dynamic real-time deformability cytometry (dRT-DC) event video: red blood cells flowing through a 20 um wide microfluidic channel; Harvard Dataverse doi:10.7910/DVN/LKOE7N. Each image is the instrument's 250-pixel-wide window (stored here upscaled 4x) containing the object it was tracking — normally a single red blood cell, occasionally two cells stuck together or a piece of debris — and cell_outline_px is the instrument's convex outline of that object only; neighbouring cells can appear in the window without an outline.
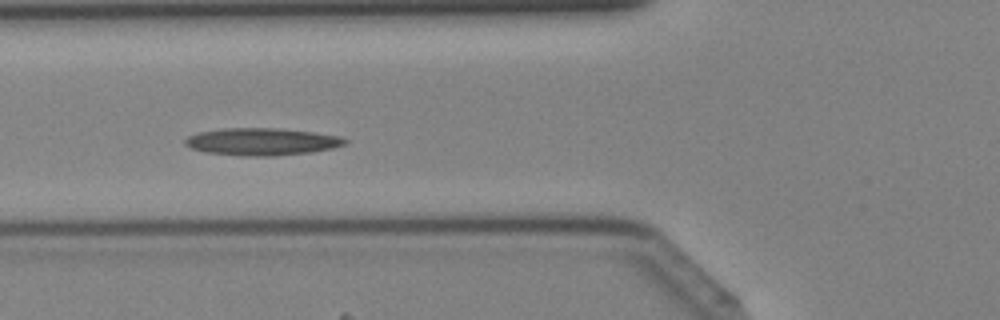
{"species": "Egyptian fruit bat (a non-hibernating species)", "species_latin": "Rousettus aegyptiacus", "temperature_condition": "cold", "stored_images_in_passage": 36, "camera_frame_rate_fps": 3000, "um_per_image_px": 0.085, "animal": {"sex": "female"}, "frame": {"image": 1, "passage_image": 10, "time_ms": 3.0, "image_size_px": [1000, 320], "cell_outline_px": [[348, 140], [344, 144], [332, 148], [312, 152], [272, 156], [244, 156], [204, 152], [192, 148], [184, 144], [184, 140], [188, 136], [196, 132], [224, 128], [276, 128], [312, 132], [340, 136]], "centroid_in_image_um": [22.21, 12.04], "position_along_channel_um": 103.6, "area_um2": 25.43}}
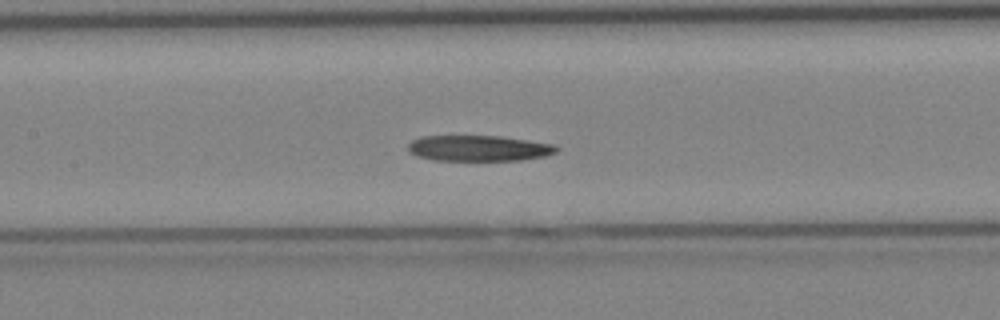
{"frame": {"image": 2, "passage_image": 14, "time_ms": 4.333, "image_size_px": [1000, 320], "cell_outline_px": [[560, 148], [556, 152], [544, 156], [520, 160], [432, 160], [416, 156], [408, 152], [408, 144], [412, 140], [420, 136], [500, 136], [556, 144]], "centroid_in_image_um": [40.68, 12.6], "position_along_channel_um": 166.7, "area_um2": 22.43}}
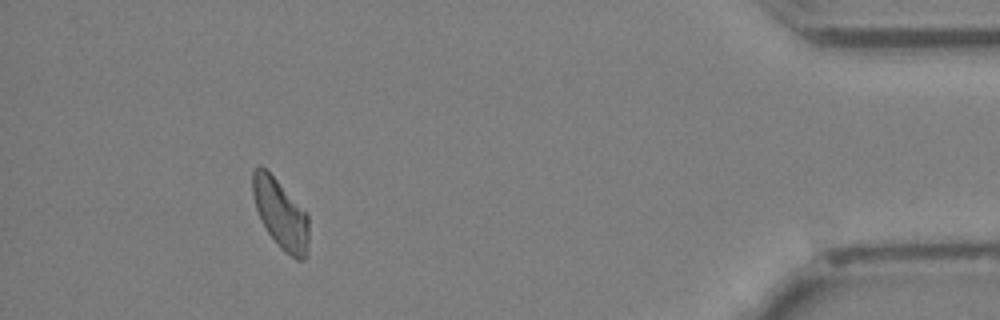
{"frame": {"image": 3, "passage_image": 33, "time_ms": 10.667, "image_size_px": [1000, 320], "cell_outline_px": [[308, 240], [304, 260], [296, 260], [284, 252], [280, 248], [268, 232], [260, 220], [256, 208], [252, 192], [252, 172], [260, 164], [308, 212]], "centroid_in_image_um": [23.85, 18.2], "position_along_channel_um": 411.4, "area_um2": 22.6}}